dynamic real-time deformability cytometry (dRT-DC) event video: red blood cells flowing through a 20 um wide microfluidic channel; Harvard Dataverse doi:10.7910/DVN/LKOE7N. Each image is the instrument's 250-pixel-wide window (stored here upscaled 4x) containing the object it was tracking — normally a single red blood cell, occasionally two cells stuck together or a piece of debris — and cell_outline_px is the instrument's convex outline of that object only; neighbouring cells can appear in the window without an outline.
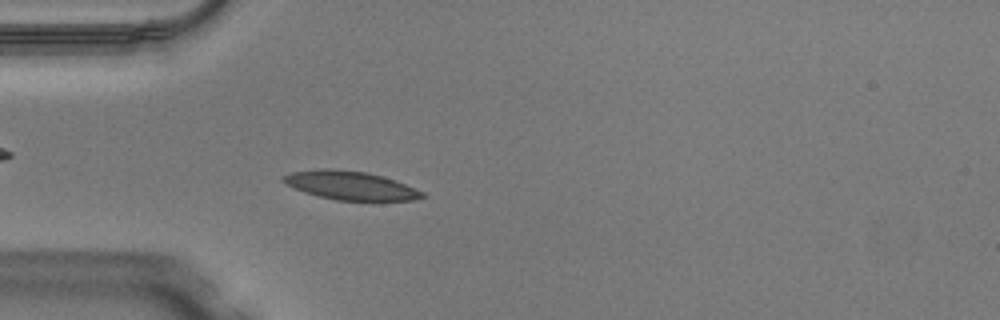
{"species": "Egyptian fruit bat (a non-hibernating species)", "species_latin": "Rousettus aegyptiacus", "temperature_condition": "warm", "stored_images_in_passage": 49, "camera_frame_rate_fps": 3000, "um_per_image_px": 0.085, "animal": {"sex": "male"}, "frame": {"image": 1, "passage_image": 14, "time_ms": 4.333, "image_size_px": [1000, 320], "cell_outline_px": [[424, 196], [412, 200], [336, 200], [304, 192], [280, 180], [280, 176], [292, 172], [324, 168], [328, 168], [368, 172], [404, 184], [424, 192]], "centroid_in_image_um": [29.73, 15.75], "position_along_channel_um": 55.3, "area_um2": 22.72}}
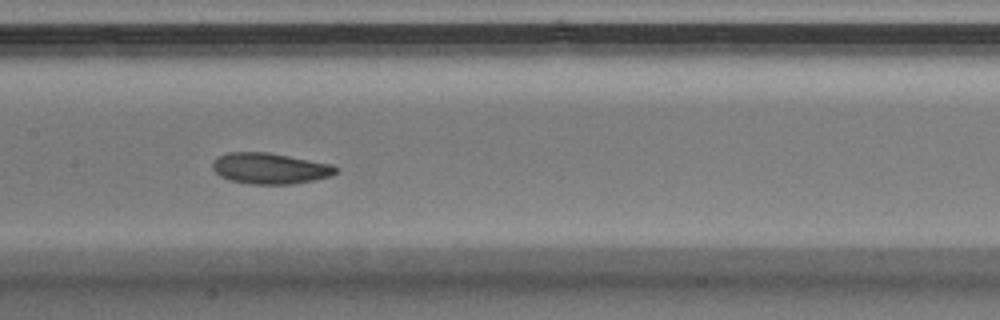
{"frame": {"image": 2, "passage_image": 24, "time_ms": 7.667, "image_size_px": [1000, 320], "cell_outline_px": [[340, 168], [336, 172], [328, 176], [312, 180], [292, 184], [248, 184], [228, 180], [220, 176], [212, 168], [212, 164], [220, 156], [228, 152], [268, 152], [332, 164]], "centroid_in_image_um": [22.94, 14.31], "position_along_channel_um": 184.5, "area_um2": 22.14}}
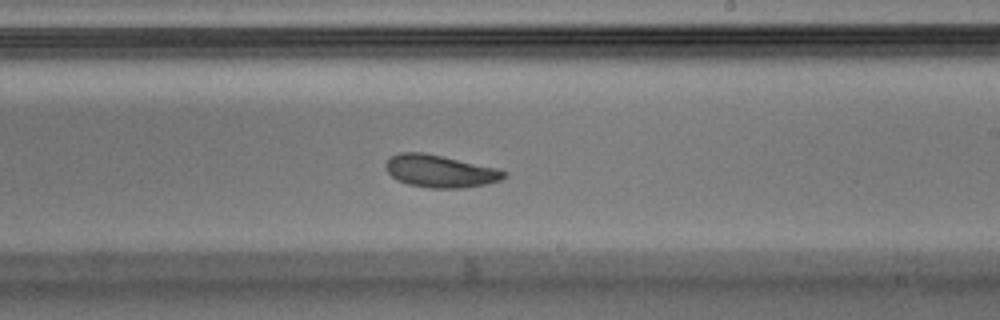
{"frame": {"image": 3, "passage_image": 29, "time_ms": 9.333, "image_size_px": [1000, 320], "cell_outline_px": [[508, 176], [500, 180], [488, 184], [464, 188], [428, 188], [408, 184], [396, 180], [384, 168], [384, 164], [392, 156], [400, 152], [424, 152], [496, 168], [508, 172]], "centroid_in_image_um": [37.41, 14.56], "position_along_channel_um": 251.6, "area_um2": 22.48}, "authors_computed_cell_mechanics": {"area_um2": 22.4264, "velocity_mm_per_s": 4.0412, "shape_relaxation_time_tau1_ms": 8.2424, "shape_relaxation_time_tau2_ms": 3.6133, "deformation_change_tau1": 0.2124, "deformation_change_tau2": 0.1077}}